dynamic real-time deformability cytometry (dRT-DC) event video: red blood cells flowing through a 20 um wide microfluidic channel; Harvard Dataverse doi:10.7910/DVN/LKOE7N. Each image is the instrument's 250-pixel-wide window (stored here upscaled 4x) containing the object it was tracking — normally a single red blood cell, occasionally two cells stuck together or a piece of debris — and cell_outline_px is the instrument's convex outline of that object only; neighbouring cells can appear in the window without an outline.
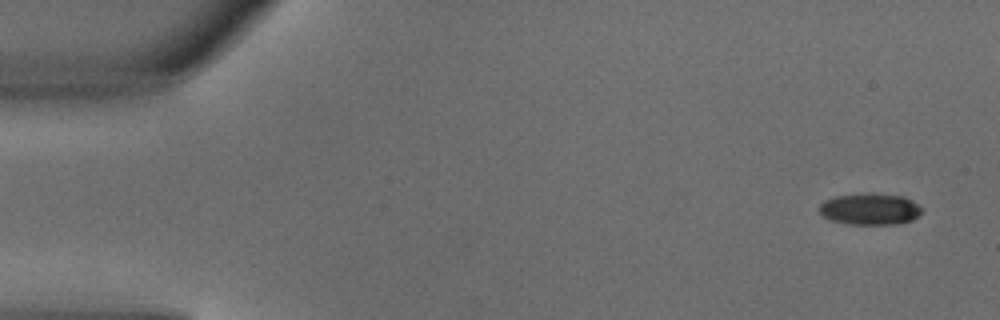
{"species": "common noctule bat (a hibernating species)", "species_latin": "Nyctalus noctula", "temperature_condition": "warm", "stored_images_in_passage": 4, "camera_frame_rate_fps": 3000, "um_per_image_px": 0.085, "animal": {"sex": "male", "body_mass_g": 18.8}, "frame": {"image": 1, "passage_image": 1, "time_ms": 0.0, "image_size_px": [1000, 320], "cell_outline_px": [[924, 212], [912, 220], [896, 224], [848, 224], [832, 220], [824, 216], [820, 212], [820, 204], [824, 200], [836, 196], [868, 192], [872, 192], [904, 196], [912, 200]], "centroid_in_image_um": [73.97, 17.75], "position_along_channel_um": 11.0, "area_um2": 18.96}}
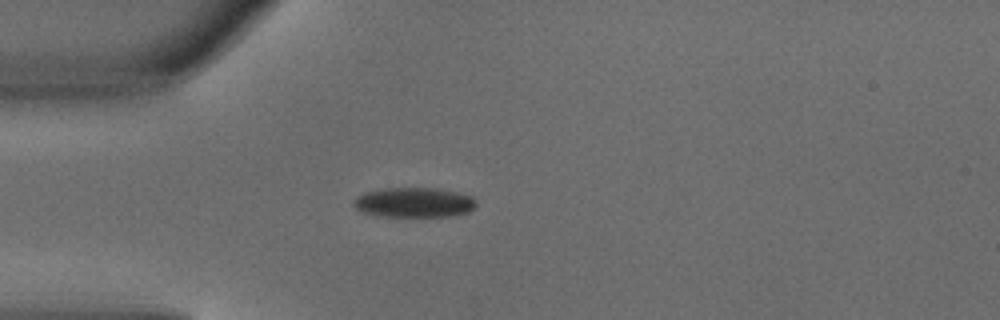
{"frame": {"image": 2, "passage_image": 4, "time_ms": 1.0, "image_size_px": [1000, 320], "cell_outline_px": [[476, 204], [468, 212], [448, 216], [380, 216], [364, 212], [356, 208], [352, 204], [352, 200], [356, 196], [364, 192], [384, 188], [432, 188], [456, 192], [472, 196], [476, 200]], "centroid_in_image_um": [35.15, 17.2], "position_along_channel_um": 49.8, "area_um2": 21.21}}